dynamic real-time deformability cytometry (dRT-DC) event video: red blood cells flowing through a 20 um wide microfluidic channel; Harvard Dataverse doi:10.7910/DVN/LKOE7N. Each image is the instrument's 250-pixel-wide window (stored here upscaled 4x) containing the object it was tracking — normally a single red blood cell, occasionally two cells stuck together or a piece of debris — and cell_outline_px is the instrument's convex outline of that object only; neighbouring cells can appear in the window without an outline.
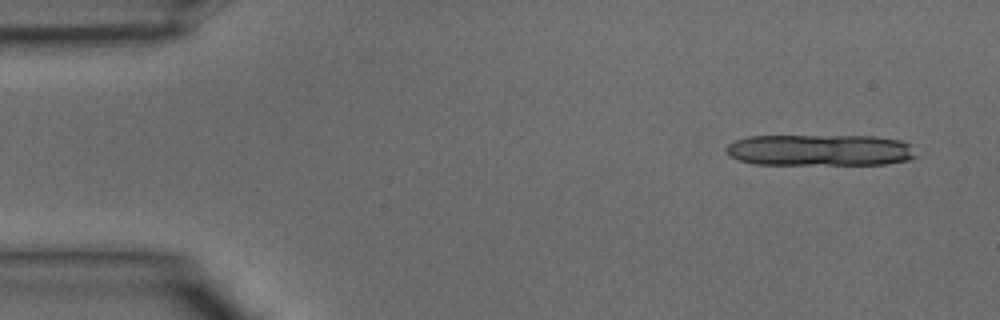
{"species": "common noctule bat (a hibernating species)", "species_latin": "Nyctalus noctula", "temperature_condition": "warm", "stored_images_in_passage": 8, "camera_frame_rate_fps": 3000, "um_per_image_px": 0.085, "animal": {"sex": "male", "body_mass_g": 15.6}, "frame": {"image": 1, "passage_image": 1, "time_ms": 0.0, "image_size_px": [1000, 320], "cell_outline_px": [[920, 156], [908, 160], [884, 164], [752, 164], [736, 160], [728, 156], [724, 152], [724, 148], [728, 144], [736, 140], [748, 136], [876, 136], [900, 140], [912, 144]], "centroid_in_image_um": [69.7, 12.76], "position_along_channel_um": 15.3, "area_um2": 35.43}}